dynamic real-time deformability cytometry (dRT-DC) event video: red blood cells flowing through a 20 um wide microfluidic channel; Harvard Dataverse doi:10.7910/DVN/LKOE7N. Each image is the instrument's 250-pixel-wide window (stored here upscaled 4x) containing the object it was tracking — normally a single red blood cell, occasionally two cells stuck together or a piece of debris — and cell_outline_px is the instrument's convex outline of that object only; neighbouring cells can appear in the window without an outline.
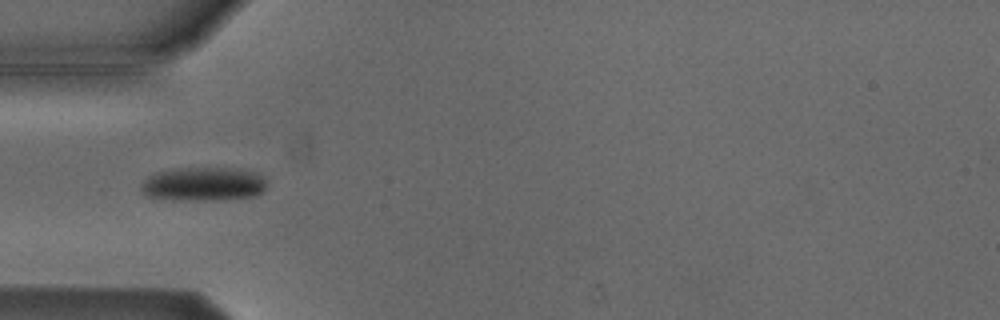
{"species": "Egyptian fruit bat (a non-hibernating species)", "species_latin": "Rousettus aegyptiacus", "temperature_condition": "cold", "stored_images_in_passage": 5, "camera_frame_rate_fps": 3000, "um_per_image_px": 0.085, "animal": {"sex": "male"}, "frame": {"image": 1, "passage_image": 4, "time_ms": 4.333, "image_size_px": [1000, 320], "cell_outline_px": [[264, 192], [256, 196], [212, 200], [180, 200], [148, 196], [140, 188], [140, 184], [148, 176], [156, 172], [172, 168], [240, 168], [252, 172], [260, 176], [264, 180]], "centroid_in_image_um": [17.26, 15.64], "position_along_channel_um": 67.7, "area_um2": 24.68}}
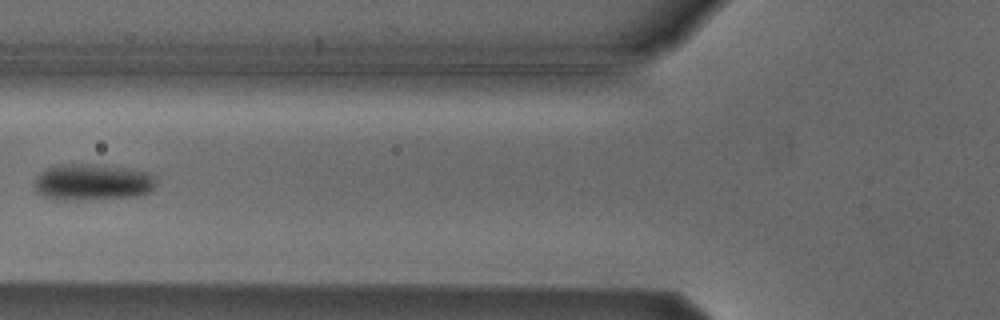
{"frame": {"image": 2, "passage_image": 5, "time_ms": 5.667, "image_size_px": [1000, 320], "cell_outline_px": [[152, 188], [148, 192], [136, 196], [56, 200], [52, 200], [36, 192], [36, 176], [40, 172], [48, 168], [60, 164], [92, 164], [124, 168], [144, 172], [152, 176]], "centroid_in_image_um": [7.75, 15.48], "position_along_channel_um": 118.0, "area_um2": 25.03}}